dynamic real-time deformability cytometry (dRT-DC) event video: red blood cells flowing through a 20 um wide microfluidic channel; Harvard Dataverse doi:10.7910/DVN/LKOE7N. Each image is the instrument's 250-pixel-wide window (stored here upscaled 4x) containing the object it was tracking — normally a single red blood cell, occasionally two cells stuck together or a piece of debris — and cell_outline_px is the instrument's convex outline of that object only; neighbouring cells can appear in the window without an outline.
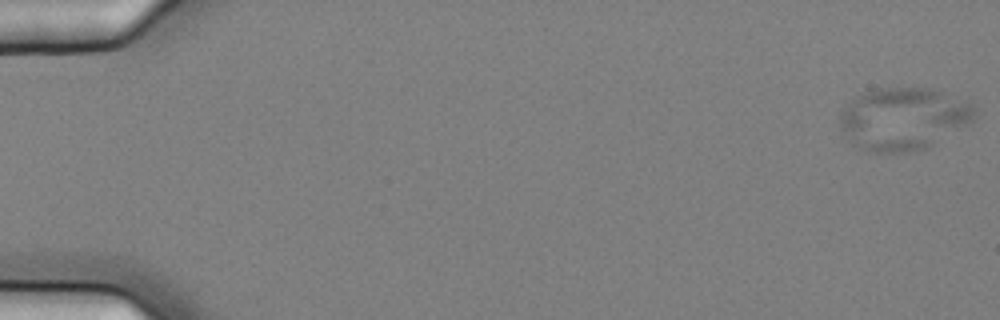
{"species": "common noctule bat (a hibernating species)", "species_latin": "Nyctalus noctula", "temperature_condition": "cold", "stored_images_in_passage": 57, "camera_frame_rate_fps": 3000, "um_per_image_px": 0.085, "animal": {"sex": "female", "body_mass_g": 25.1}, "frame": {"image": 1, "passage_image": 1, "time_ms": 0.0, "image_size_px": [1000, 320], "cell_outline_px": [[976, 108], [972, 124], [928, 148], [908, 152], [872, 152], [860, 148], [852, 144], [844, 132], [840, 124], [840, 112], [856, 96], [876, 88], [932, 88], [944, 92], [972, 104]], "centroid_in_image_um": [76.83, 10.1], "position_along_channel_um": 8.2, "area_um2": 49.3}}
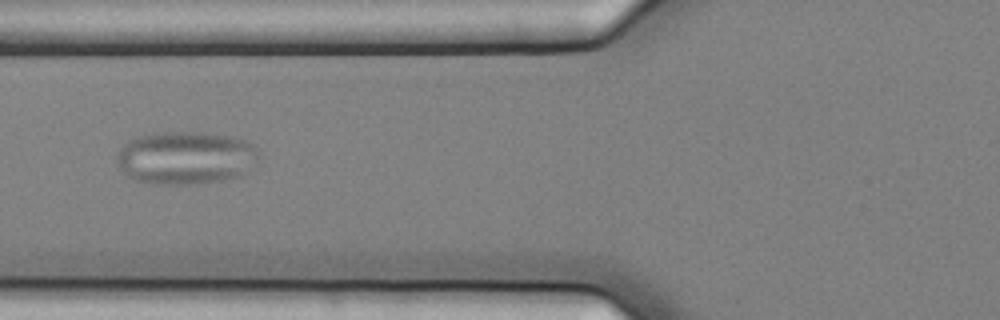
{"frame": {"image": 2, "passage_image": 23, "time_ms": 7.333, "image_size_px": [1000, 320], "cell_outline_px": [[260, 152], [256, 164], [248, 172], [240, 176], [224, 180], [192, 184], [152, 184], [136, 180], [128, 176], [124, 172], [116, 156], [120, 148], [128, 140], [136, 136], [164, 132], [204, 132], [232, 136], [248, 140], [256, 144]], "centroid_in_image_um": [15.87, 13.4], "position_along_channel_um": 109.9, "area_um2": 44.51}}
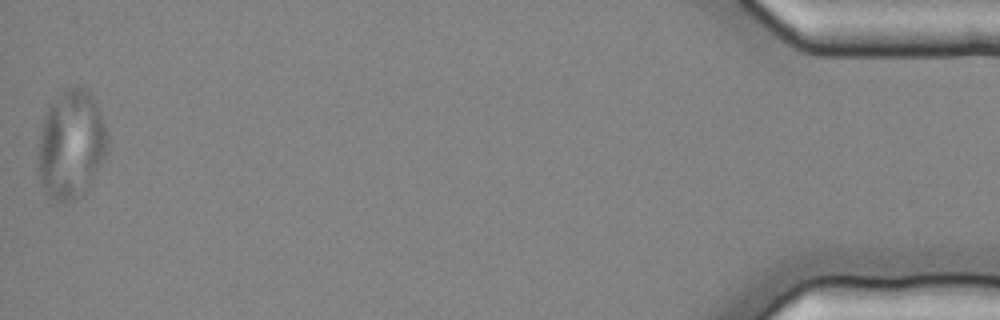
{"frame": {"image": 3, "passage_image": 57, "time_ms": 18.667, "image_size_px": [1000, 320], "cell_outline_px": [[108, 152], [84, 192], [64, 204], [56, 204], [44, 192], [36, 172], [36, 152], [40, 132], [44, 116], [48, 104], [64, 88], [76, 84], [84, 88], [92, 96], [104, 124], [108, 136]], "centroid_in_image_um": [5.98, 12.3], "position_along_channel_um": 429.2, "area_um2": 44.91}}